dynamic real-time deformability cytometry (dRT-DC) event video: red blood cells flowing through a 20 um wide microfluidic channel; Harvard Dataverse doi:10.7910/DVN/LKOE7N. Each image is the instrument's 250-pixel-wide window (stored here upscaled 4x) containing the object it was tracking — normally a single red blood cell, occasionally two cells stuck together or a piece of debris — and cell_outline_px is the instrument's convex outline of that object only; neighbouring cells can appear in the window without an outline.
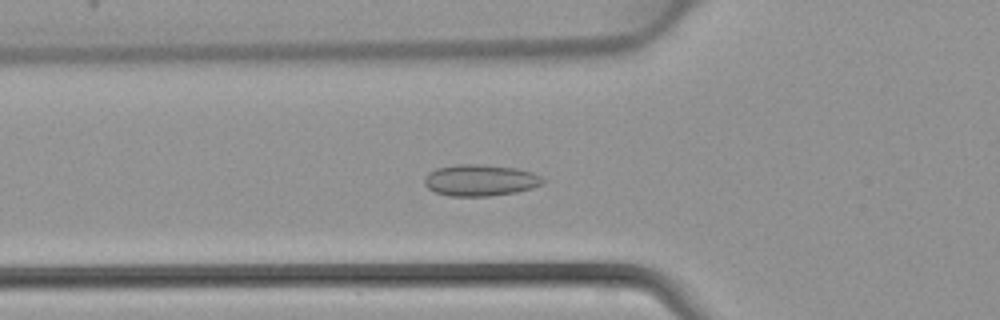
{"species": "common noctule bat (a hibernating species)", "species_latin": "Nyctalus noctula", "temperature_condition": "warm", "stored_images_in_passage": 45, "camera_frame_rate_fps": 3000, "um_per_image_px": 0.085, "animal": {"sex": "female", "body_mass_g": 22.7, "forearm_length_mm": 54.2}, "frame": {"image": 1, "passage_image": 16, "time_ms": 5.0, "image_size_px": [1000, 320], "cell_outline_px": [[544, 184], [532, 188], [516, 192], [488, 196], [452, 196], [436, 192], [428, 188], [424, 184], [424, 176], [428, 172], [436, 168], [456, 164], [476, 164], [516, 168], [532, 172], [540, 176], [544, 180]], "centroid_in_image_um": [40.8, 15.32], "position_along_channel_um": 85.0, "area_um2": 21.73}}
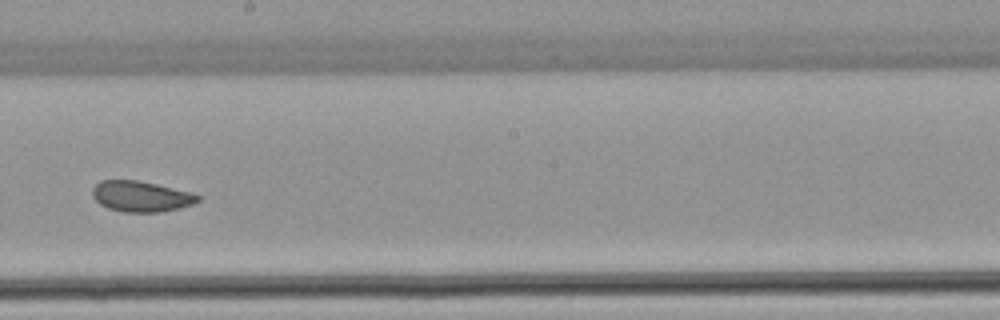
{"frame": {"image": 2, "passage_image": 26, "time_ms": 8.333, "image_size_px": [1000, 320], "cell_outline_px": [[200, 200], [192, 204], [180, 208], [160, 212], [124, 212], [108, 208], [100, 204], [92, 196], [92, 188], [100, 180], [136, 180], [156, 184], [192, 192], [200, 196]], "centroid_in_image_um": [11.98, 16.69], "position_along_channel_um": 236.2, "area_um2": 18.9}}
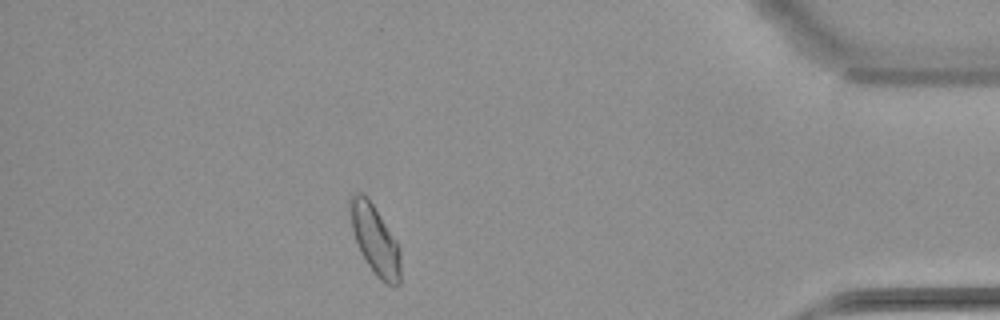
{"frame": {"image": 3, "passage_image": 40, "time_ms": 13.0, "image_size_px": [1000, 320], "cell_outline_px": [[400, 284], [388, 284], [380, 280], [376, 276], [360, 252], [352, 228], [352, 196], [356, 192], [360, 192], [372, 204], [396, 240], [400, 248]], "centroid_in_image_um": [31.92, 20.46], "position_along_channel_um": 403.3, "area_um2": 19.48}}